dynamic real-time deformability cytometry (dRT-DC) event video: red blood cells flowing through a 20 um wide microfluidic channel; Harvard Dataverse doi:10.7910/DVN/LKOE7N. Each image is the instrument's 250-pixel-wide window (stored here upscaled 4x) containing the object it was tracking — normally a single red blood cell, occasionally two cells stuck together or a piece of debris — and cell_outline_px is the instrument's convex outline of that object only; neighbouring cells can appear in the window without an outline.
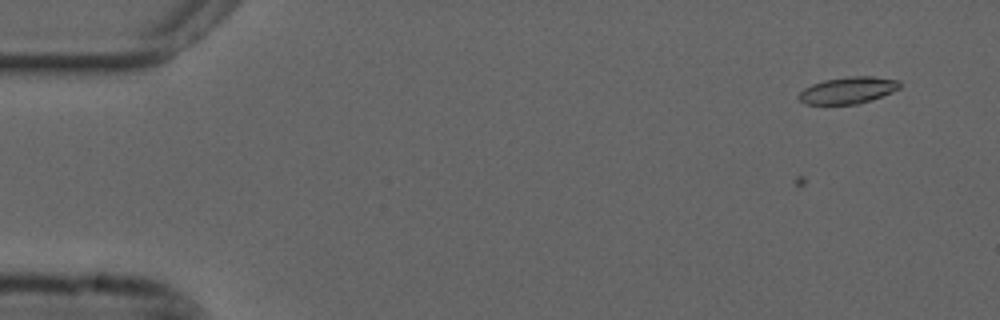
{"species": "common noctule bat (a hibernating species)", "species_latin": "Nyctalus noctula", "temperature_condition": "cold", "stored_images_in_passage": 8, "camera_frame_rate_fps": 3000, "um_per_image_px": 0.085, "animal": {"sex": "male", "forearm_length_mm": 52.5}, "frame": {"image": 1, "passage_image": 8, "time_ms": 2.333, "image_size_px": [1000, 320], "cell_outline_px": [[900, 88], [892, 92], [872, 100], [856, 104], [804, 104], [796, 96], [804, 88], [812, 84], [824, 80], [852, 76], [872, 76], [900, 80]], "centroid_in_image_um": [72.08, 7.67], "position_along_channel_um": 12.9, "area_um2": 15.78}}